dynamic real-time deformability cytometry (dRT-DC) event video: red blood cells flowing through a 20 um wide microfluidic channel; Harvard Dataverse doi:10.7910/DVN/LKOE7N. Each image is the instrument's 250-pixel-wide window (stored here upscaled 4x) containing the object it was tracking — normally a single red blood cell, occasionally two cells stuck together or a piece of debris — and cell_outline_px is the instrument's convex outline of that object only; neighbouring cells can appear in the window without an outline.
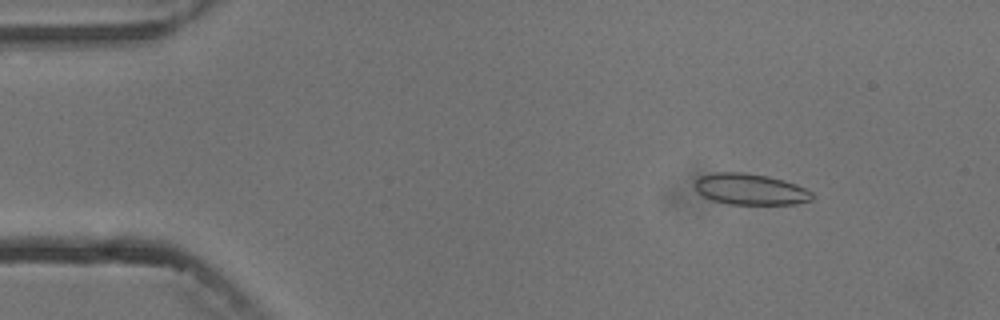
{"species": "common noctule bat (a hibernating species)", "species_latin": "Nyctalus noctula", "temperature_condition": "cold", "stored_images_in_passage": 9, "camera_frame_rate_fps": 3000, "um_per_image_px": 0.085, "animal": {"sex": "male", "body_mass_g": 13.3}, "frame": {"image": 1, "passage_image": 1, "time_ms": 0.0, "image_size_px": [1000, 320], "cell_outline_px": [[816, 196], [812, 200], [796, 204], [728, 204], [712, 200], [704, 196], [696, 188], [696, 180], [700, 176], [712, 172], [744, 172], [768, 176], [784, 180], [796, 184], [812, 192]], "centroid_in_image_um": [63.82, 16.08], "position_along_channel_um": 21.2, "area_um2": 21.33}}
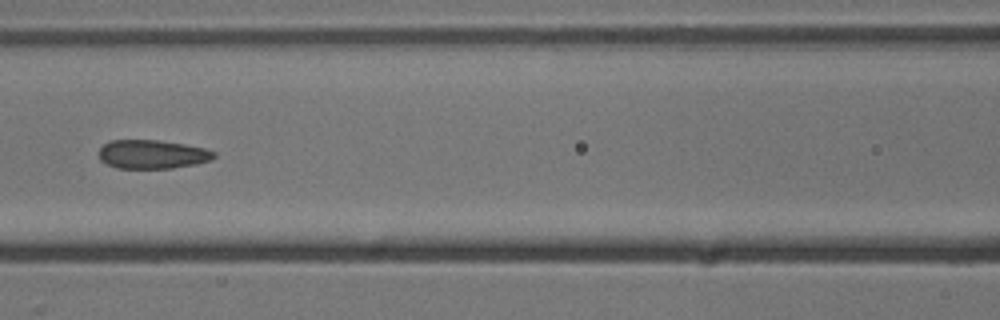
{"frame": {"image": 2, "passage_image": 6, "time_ms": 5.667, "image_size_px": [1000, 320], "cell_outline_px": [[216, 156], [212, 160], [196, 164], [172, 168], [116, 168], [100, 160], [100, 148], [108, 140], [160, 140], [184, 144], [204, 148], [216, 152]], "centroid_in_image_um": [12.97, 13.11], "position_along_channel_um": 153.6, "area_um2": 19.36}}
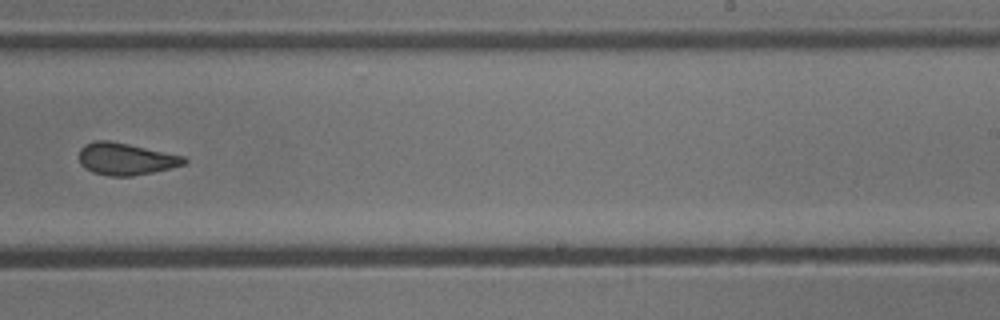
{"frame": {"image": 3, "passage_image": 9, "time_ms": 9.0, "image_size_px": [1000, 320], "cell_outline_px": [[188, 160], [184, 164], [152, 172], [132, 176], [108, 176], [92, 172], [80, 164], [80, 148], [84, 144], [96, 140], [108, 140], [128, 144], [184, 156]], "centroid_in_image_um": [10.66, 13.51], "position_along_channel_um": 278.3, "area_um2": 19.42}}